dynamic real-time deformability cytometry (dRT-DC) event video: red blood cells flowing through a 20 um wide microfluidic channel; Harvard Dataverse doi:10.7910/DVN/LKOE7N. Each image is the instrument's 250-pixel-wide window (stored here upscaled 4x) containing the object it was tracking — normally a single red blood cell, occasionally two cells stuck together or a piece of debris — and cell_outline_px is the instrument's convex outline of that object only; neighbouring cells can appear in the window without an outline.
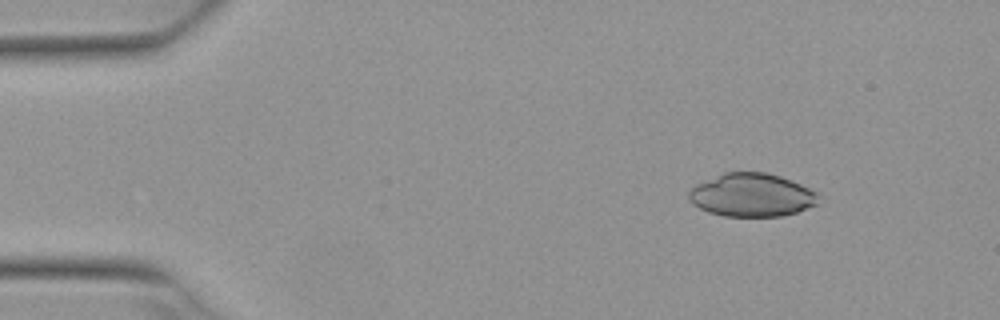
{"species": "Egyptian fruit bat (a non-hibernating species)", "species_latin": "Rousettus aegyptiacus", "temperature_condition": "warm", "stored_images_in_passage": 4, "camera_frame_rate_fps": 3000, "um_per_image_px": 0.085, "animal": {"sex": "female"}, "frame": {"image": 1, "passage_image": 2, "time_ms": 0.333, "image_size_px": [1000, 320], "cell_outline_px": [[820, 204], [796, 212], [780, 216], [724, 216], [708, 212], [692, 204], [688, 196], [688, 192], [696, 184], [724, 172], [768, 172], [780, 176], [820, 192]], "centroid_in_image_um": [63.94, 16.58], "position_along_channel_um": 21.1, "area_um2": 32.95}}